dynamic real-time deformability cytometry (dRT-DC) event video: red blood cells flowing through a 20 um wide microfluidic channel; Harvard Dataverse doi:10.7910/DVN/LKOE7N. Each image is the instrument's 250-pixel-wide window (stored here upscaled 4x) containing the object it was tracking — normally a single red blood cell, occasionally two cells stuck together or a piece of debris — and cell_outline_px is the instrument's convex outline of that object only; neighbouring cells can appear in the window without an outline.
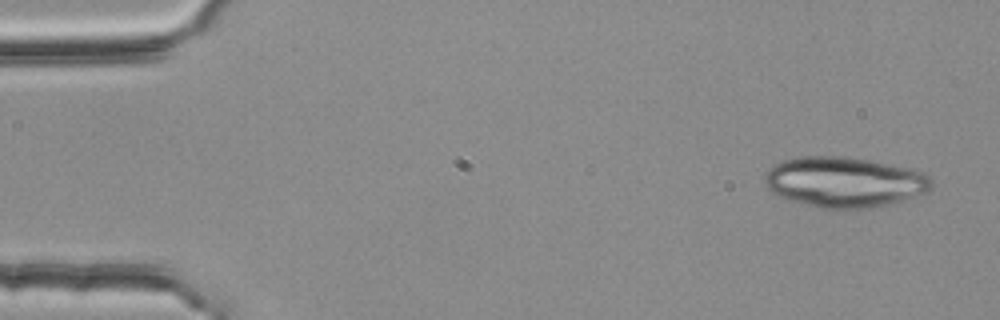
{"species": "common noctule bat (a hibernating species)", "species_latin": "Nyctalus noctula", "temperature_condition": "room temperature", "stored_images_in_passage": 3, "camera_frame_rate_fps": 3000, "um_per_image_px": 0.085, "animal": {"sex": "female", "body_mass_g": 25.1}, "frame": {"image": 1, "passage_image": 1, "time_ms": 0.0, "image_size_px": [1000, 320], "cell_outline_px": [[932, 188], [928, 192], [904, 200], [888, 204], [868, 208], [820, 208], [788, 200], [772, 192], [764, 184], [764, 176], [776, 164], [784, 160], [800, 156], [844, 156], [868, 160], [908, 168], [920, 172], [928, 176], [932, 180]], "centroid_in_image_um": [71.77, 15.48], "position_along_channel_um": 13.2, "area_um2": 48.73}}